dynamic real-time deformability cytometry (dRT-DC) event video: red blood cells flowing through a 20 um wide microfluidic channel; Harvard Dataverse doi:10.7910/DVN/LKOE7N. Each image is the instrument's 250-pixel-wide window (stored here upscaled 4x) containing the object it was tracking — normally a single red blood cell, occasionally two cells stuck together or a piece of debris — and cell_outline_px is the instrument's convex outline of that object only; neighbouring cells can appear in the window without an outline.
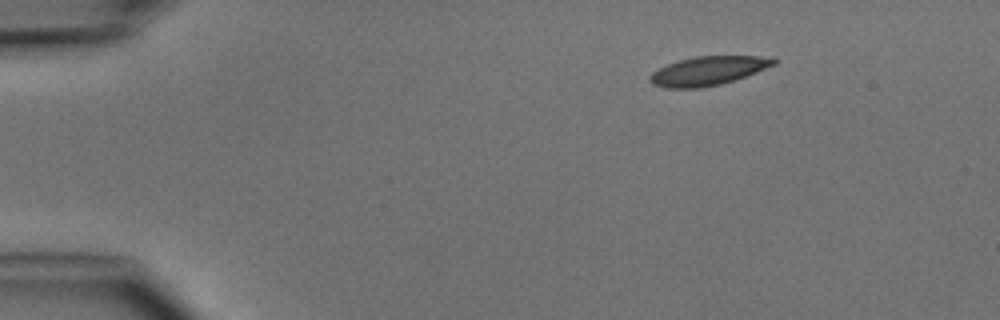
{"species": "common noctule bat (a hibernating species)", "species_latin": "Nyctalus noctula", "temperature_condition": "cold", "stored_images_in_passage": 4, "segment_of_instrument_passage": [1, 2], "camera_frame_rate_fps": 3000, "um_per_image_px": 0.085, "animal": {"sex": "male", "body_mass_g": 15.6}, "frame": {"image": 1, "passage_image": 1, "time_ms": 0.0, "image_size_px": [1000, 320], "cell_outline_px": [[780, 60], [776, 64], [736, 80], [720, 84], [700, 88], [664, 88], [652, 84], [652, 72], [668, 64], [680, 60], [696, 56], [756, 56]], "centroid_in_image_um": [60.22, 6.02], "position_along_channel_um": 24.8, "area_um2": 20.58}}